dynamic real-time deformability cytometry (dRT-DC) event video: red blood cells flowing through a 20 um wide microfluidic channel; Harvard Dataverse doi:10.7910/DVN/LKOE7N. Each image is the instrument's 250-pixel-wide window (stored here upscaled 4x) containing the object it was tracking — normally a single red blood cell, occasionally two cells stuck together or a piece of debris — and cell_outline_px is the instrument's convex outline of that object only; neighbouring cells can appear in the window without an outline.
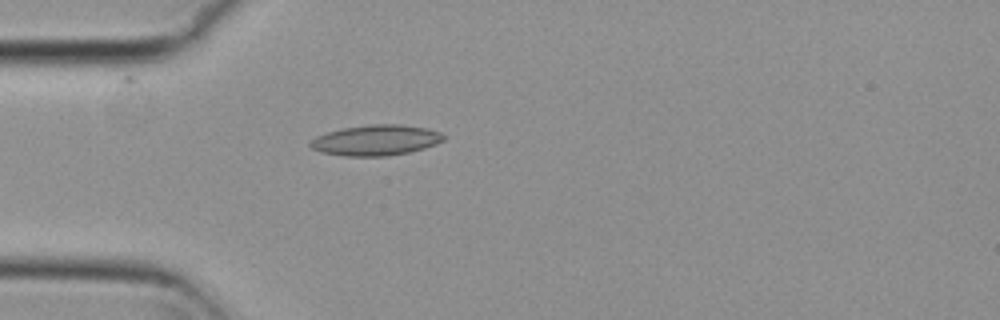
{"species": "common noctule bat (a hibernating species)", "species_latin": "Nyctalus noctula", "temperature_condition": "cold", "stored_images_in_passage": 7, "camera_frame_rate_fps": 3000, "um_per_image_px": 0.085, "animal": {"sex": "female", "body_mass_g": 29.2, "forearm_length_mm": 56.3}, "frame": {"image": 1, "passage_image": 2, "time_ms": 0.333, "image_size_px": [1000, 320], "cell_outline_px": [[448, 136], [444, 140], [436, 144], [424, 148], [408, 152], [388, 156], [344, 156], [320, 152], [312, 148], [308, 144], [316, 136], [340, 128], [372, 124], [400, 124], [428, 128], [440, 132]], "centroid_in_image_um": [31.97, 11.91], "position_along_channel_um": 53.0, "area_um2": 23.93}}
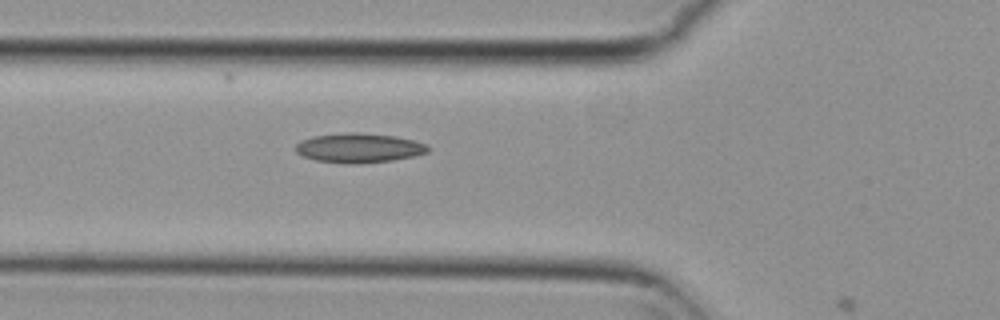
{"frame": {"image": 2, "passage_image": 6, "time_ms": 1.667, "image_size_px": [1000, 320], "cell_outline_px": [[428, 152], [412, 156], [392, 160], [356, 164], [348, 164], [316, 160], [304, 156], [296, 152], [296, 144], [300, 140], [312, 136], [348, 132], [356, 132], [396, 136], [428, 144]], "centroid_in_image_um": [30.49, 12.57], "position_along_channel_um": 95.3, "area_um2": 22.66}}